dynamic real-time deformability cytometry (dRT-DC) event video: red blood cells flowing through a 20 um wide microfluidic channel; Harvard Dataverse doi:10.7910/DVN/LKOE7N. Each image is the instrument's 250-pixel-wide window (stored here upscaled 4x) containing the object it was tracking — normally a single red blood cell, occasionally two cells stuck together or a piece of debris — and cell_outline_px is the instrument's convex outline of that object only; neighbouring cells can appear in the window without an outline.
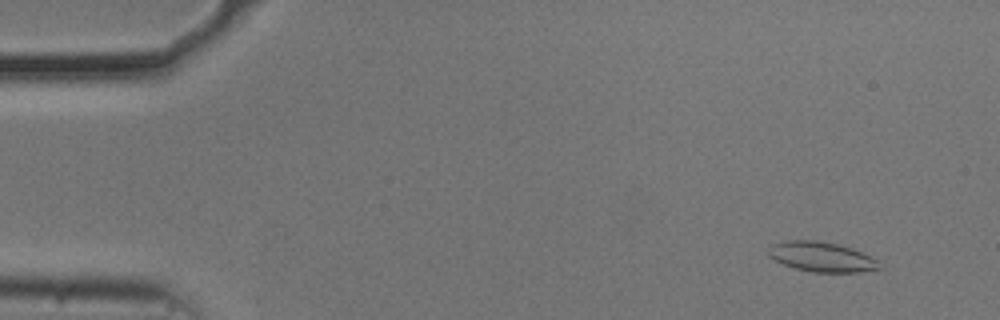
{"species": "common noctule bat (a hibernating species)", "species_latin": "Nyctalus noctula", "temperature_condition": "cold", "stored_images_in_passage": 55, "camera_frame_rate_fps": 3000, "um_per_image_px": 0.085, "animal": {"sex": "male", "body_mass_g": 20.5, "forearm_length_mm": 52.5}, "frame": {"image": 1, "passage_image": 5, "time_ms": 1.333, "image_size_px": [1000, 320], "cell_outline_px": [[884, 268], [860, 272], [812, 272], [796, 268], [784, 264], [768, 256], [768, 252], [772, 244], [788, 240], [816, 240], [836, 244], [852, 248], [880, 260]], "centroid_in_image_um": [69.9, 21.84], "position_along_channel_um": 15.1, "area_um2": 19.36}}
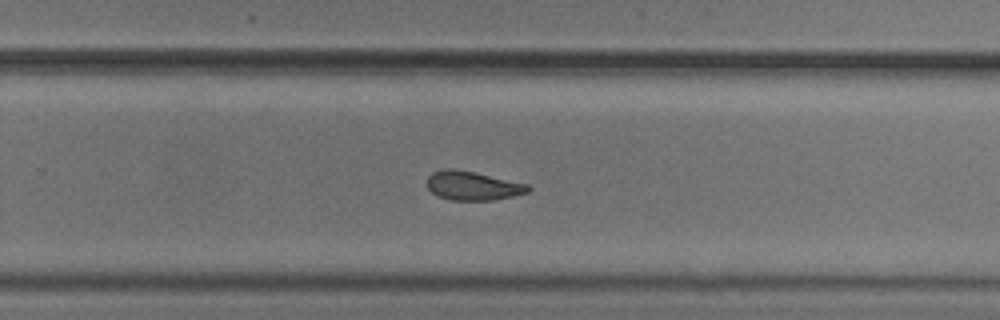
{"frame": {"image": 2, "passage_image": 36, "time_ms": 11.667, "image_size_px": [1000, 320], "cell_outline_px": [[532, 188], [528, 192], [512, 196], [492, 200], [452, 200], [440, 196], [432, 192], [428, 188], [428, 176], [432, 172], [444, 168], [452, 168], [476, 172], [528, 184]], "centroid_in_image_um": [40.19, 15.77], "position_along_channel_um": 289.6, "area_um2": 16.99}}
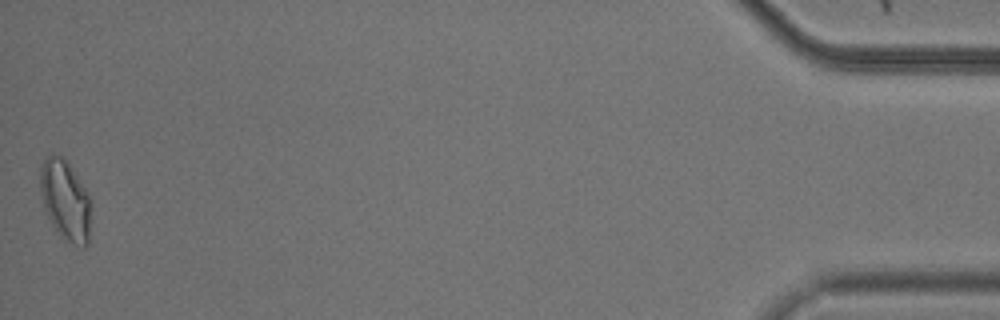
{"frame": {"image": 3, "passage_image": 55, "time_ms": 18.0, "image_size_px": [1000, 320], "cell_outline_px": [[92, 208], [88, 244], [84, 248], [80, 248], [64, 240], [52, 224], [44, 208], [40, 188], [40, 168], [44, 160], [52, 152], [64, 156], [88, 192]], "centroid_in_image_um": [5.58, 17.02], "position_along_channel_um": 429.6, "area_um2": 24.28}, "authors_computed_cell_mechanics": {"area_um2": 18.207, "velocity_mm_per_s": 3.683, "shape_relaxation_time_tau1_ms": 3.8096, "shape_relaxation_time_tau2_ms": 2.8151, "deformation_change_tau1": 0.1146, "deformation_change_tau2": 0.0991}}